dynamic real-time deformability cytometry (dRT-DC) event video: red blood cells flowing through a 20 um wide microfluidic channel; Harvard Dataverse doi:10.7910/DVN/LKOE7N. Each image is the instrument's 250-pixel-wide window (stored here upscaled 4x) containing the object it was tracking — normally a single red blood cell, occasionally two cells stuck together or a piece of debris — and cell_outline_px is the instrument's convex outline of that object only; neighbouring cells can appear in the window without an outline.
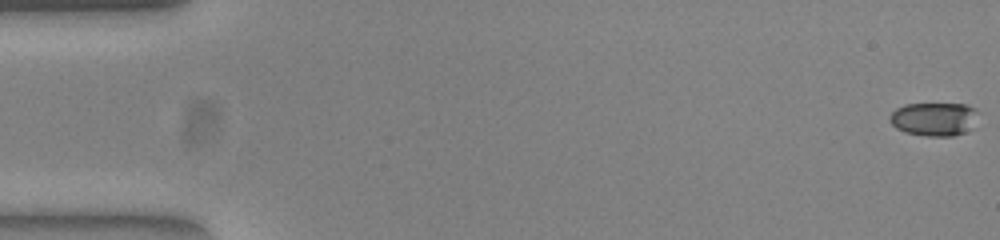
{"species": "common noctule bat (a hibernating species)", "species_latin": "Nyctalus noctula", "temperature_condition": "warm", "stored_images_in_passage": 53, "camera_frame_rate_fps": 3000, "um_per_image_px": 0.085, "animal": {"sex": "female", "body_mass_g": 23.0, "forearm_length_mm": 53.4}, "frame": {"image": 1, "passage_image": 1, "time_ms": 0.0, "image_size_px": [1000, 240], "cell_outline_px": [[976, 112], [972, 128], [964, 132], [952, 136], [924, 136], [904, 132], [896, 128], [888, 120], [888, 116], [896, 108], [904, 104], [968, 104], [976, 108]], "centroid_in_image_um": [79.35, 10.12], "position_along_channel_um": 5.7, "area_um2": 17.34}}
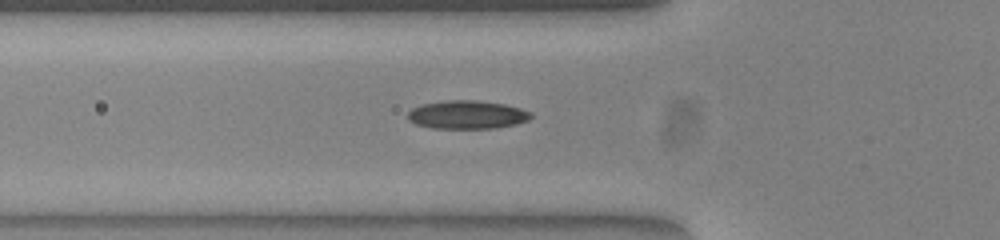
{"frame": {"image": 2, "passage_image": 19, "time_ms": 6.0, "image_size_px": [1000, 240], "cell_outline_px": [[532, 116], [528, 120], [516, 124], [496, 128], [432, 128], [416, 124], [408, 120], [408, 112], [412, 108], [424, 104], [448, 100], [476, 100], [504, 104], [520, 108], [532, 112]], "centroid_in_image_um": [39.72, 9.75], "position_along_channel_um": 86.1, "area_um2": 20.29}}
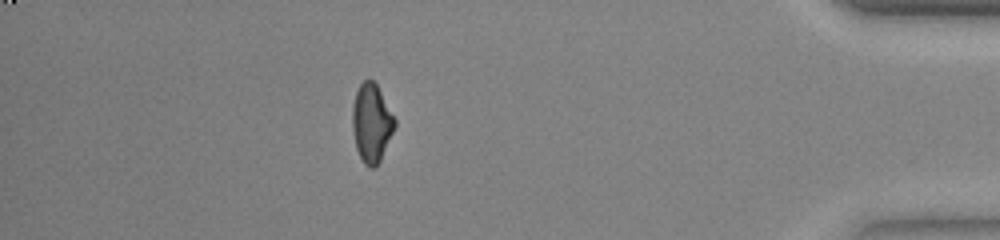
{"frame": {"image": 3, "passage_image": 47, "time_ms": 15.333, "image_size_px": [1000, 240], "cell_outline_px": [[396, 124], [380, 160], [372, 168], [368, 168], [364, 164], [356, 148], [352, 128], [352, 104], [356, 92], [360, 84], [364, 80], [372, 80], [376, 84], [396, 120]], "centroid_in_image_um": [31.56, 10.45], "position_along_channel_um": 403.6, "area_um2": 19.07}, "authors_computed_cell_mechanics": {"area_um2": 19.1896, "velocity_mm_per_s": 3.9155, "shape_relaxation_time_tau1_ms": null, "shape_relaxation_time_tau2_ms": 1.9935, "deformation_change_tau1": null, "deformation_change_tau2": 0.069}}